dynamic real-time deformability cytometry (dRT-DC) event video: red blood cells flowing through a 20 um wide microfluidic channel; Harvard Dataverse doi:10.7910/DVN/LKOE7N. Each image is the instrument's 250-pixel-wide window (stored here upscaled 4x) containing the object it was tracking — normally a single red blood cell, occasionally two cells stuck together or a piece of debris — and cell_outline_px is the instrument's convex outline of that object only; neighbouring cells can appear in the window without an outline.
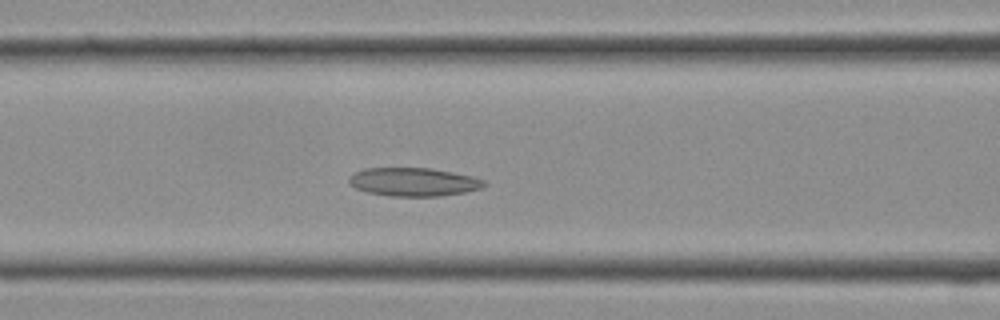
{"species": "Egyptian fruit bat (a non-hibernating species)", "species_latin": "Rousettus aegyptiacus", "temperature_condition": "cold", "stored_images_in_passage": 16, "camera_frame_rate_fps": 3000, "um_per_image_px": 0.085, "frame": {"image": 1, "passage_image": 12, "time_ms": 3.667, "image_size_px": [1000, 320], "cell_outline_px": [[488, 184], [480, 188], [464, 192], [440, 196], [392, 196], [368, 192], [356, 188], [348, 180], [348, 176], [364, 168], [428, 168], [452, 172], [472, 176], [484, 180]], "centroid_in_image_um": [35.16, 15.46], "position_along_channel_um": 131.4, "area_um2": 22.2}}
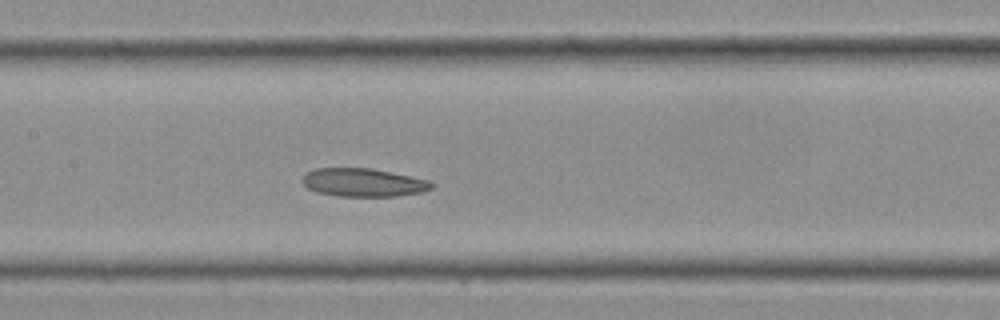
{"frame": {"image": 2, "passage_image": 14, "time_ms": 4.333, "image_size_px": [1000, 320], "cell_outline_px": [[436, 184], [432, 188], [420, 192], [396, 196], [336, 196], [316, 192], [308, 188], [300, 180], [304, 172], [316, 168], [372, 168], [428, 180]], "centroid_in_image_um": [30.83, 15.51], "position_along_channel_um": 176.6, "area_um2": 21.39}}
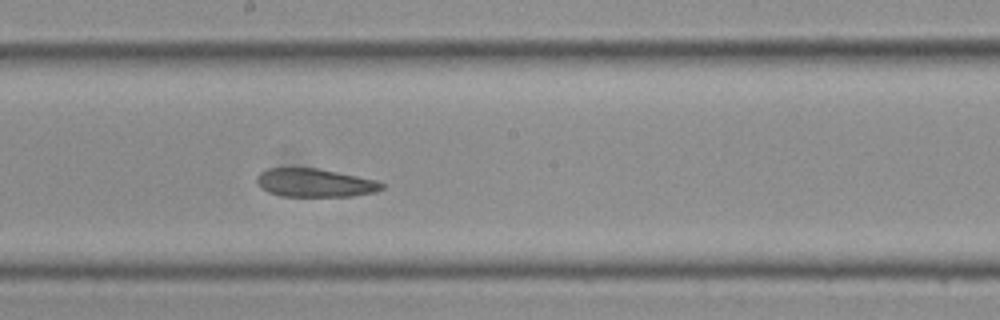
{"frame": {"image": 3, "passage_image": 16, "time_ms": 5.0, "image_size_px": [1000, 320], "cell_outline_px": [[384, 188], [376, 192], [352, 196], [280, 196], [268, 192], [260, 188], [256, 184], [256, 176], [260, 172], [268, 168], [316, 168], [376, 180], [384, 184]], "centroid_in_image_um": [26.72, 15.55], "position_along_channel_um": 221.5, "area_um2": 20.69}}